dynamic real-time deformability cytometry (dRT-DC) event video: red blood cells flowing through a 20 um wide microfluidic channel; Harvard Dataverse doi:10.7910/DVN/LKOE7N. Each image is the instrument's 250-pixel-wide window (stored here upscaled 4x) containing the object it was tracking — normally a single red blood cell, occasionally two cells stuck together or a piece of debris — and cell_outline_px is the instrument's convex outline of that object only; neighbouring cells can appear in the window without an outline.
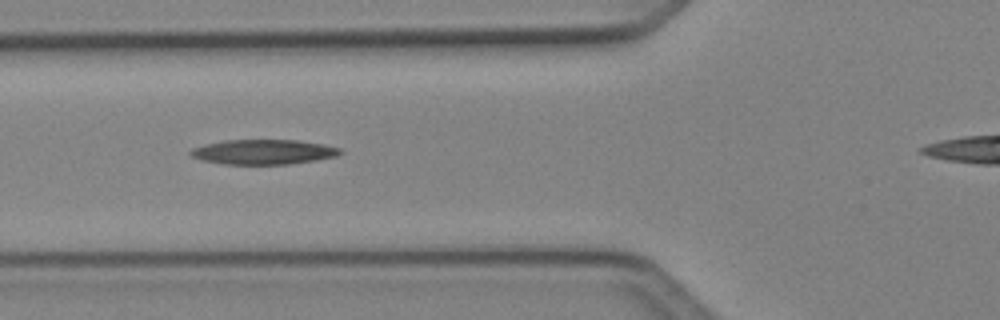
{"species": "Egyptian fruit bat (a non-hibernating species)", "species_latin": "Rousettus aegyptiacus", "temperature_condition": "cold", "stored_images_in_passage": 6, "camera_frame_rate_fps": 3000, "um_per_image_px": 0.085, "animal": {"sex": "female"}, "frame": {"image": 1, "passage_image": 4, "time_ms": 1.0, "image_size_px": [1000, 320], "cell_outline_px": [[344, 152], [336, 156], [316, 160], [288, 164], [224, 164], [200, 160], [192, 156], [188, 152], [192, 148], [204, 144], [224, 140], [300, 140], [324, 144], [340, 148]], "centroid_in_image_um": [22.38, 12.91], "position_along_channel_um": 103.4, "area_um2": 21.79}}
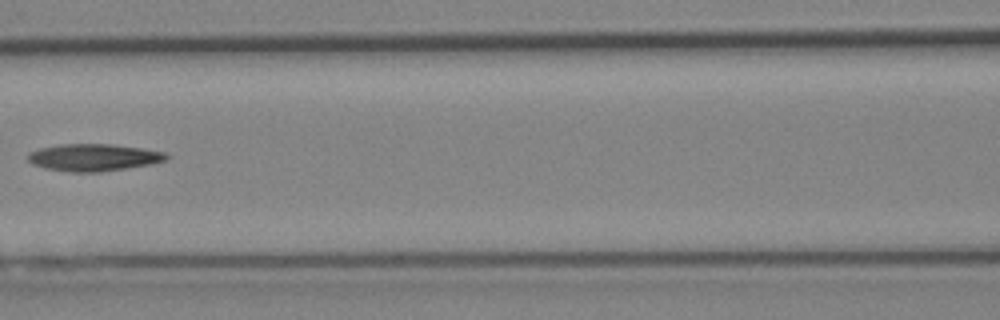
{"frame": {"image": 2, "passage_image": 5, "time_ms": 1.333, "image_size_px": [1000, 320], "cell_outline_px": [[172, 156], [164, 160], [152, 164], [100, 172], [68, 172], [44, 168], [32, 164], [28, 160], [28, 152], [40, 148], [60, 144], [112, 144], [140, 148], [164, 152]], "centroid_in_image_um": [7.94, 13.38], "position_along_channel_um": 158.7, "area_um2": 21.96}}
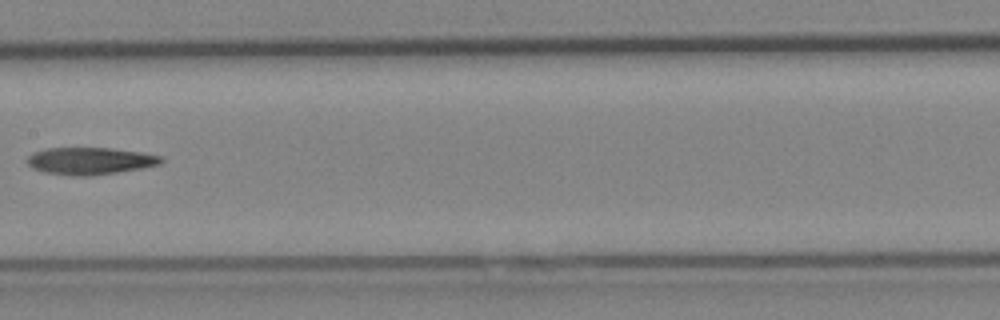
{"frame": {"image": 3, "passage_image": 6, "time_ms": 1.667, "image_size_px": [1000, 320], "cell_outline_px": [[164, 160], [160, 164], [140, 168], [92, 176], [72, 176], [44, 172], [32, 168], [24, 160], [32, 152], [44, 148], [112, 148], [140, 152], [164, 156]], "centroid_in_image_um": [7.61, 13.67], "position_along_channel_um": 199.8, "area_um2": 21.39}}